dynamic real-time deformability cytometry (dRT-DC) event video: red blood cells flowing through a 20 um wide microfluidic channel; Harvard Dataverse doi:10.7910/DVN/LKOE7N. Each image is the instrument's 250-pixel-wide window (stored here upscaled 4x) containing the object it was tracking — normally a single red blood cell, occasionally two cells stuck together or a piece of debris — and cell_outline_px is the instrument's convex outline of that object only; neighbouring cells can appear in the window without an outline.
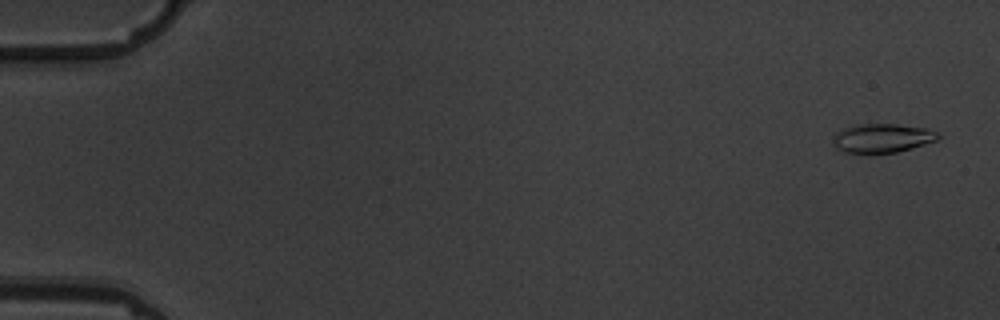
{"species": "common noctule bat (a hibernating species)", "species_latin": "Nyctalus noctula", "temperature_condition": "warm", "stored_images_in_passage": 7, "camera_frame_rate_fps": 3000, "um_per_image_px": 0.085, "animal": {"sex": "male", "body_mass_g": 19.5, "forearm_length_mm": 54.6}, "frame": {"image": 1, "passage_image": 1, "time_ms": 0.0, "image_size_px": [1000, 320], "cell_outline_px": [[940, 136], [936, 140], [912, 148], [896, 152], [844, 152], [836, 148], [832, 140], [832, 136], [836, 132], [852, 124], [896, 124], [928, 128], [936, 132]], "centroid_in_image_um": [74.95, 11.72], "position_along_channel_um": 10.0, "area_um2": 17.63}}
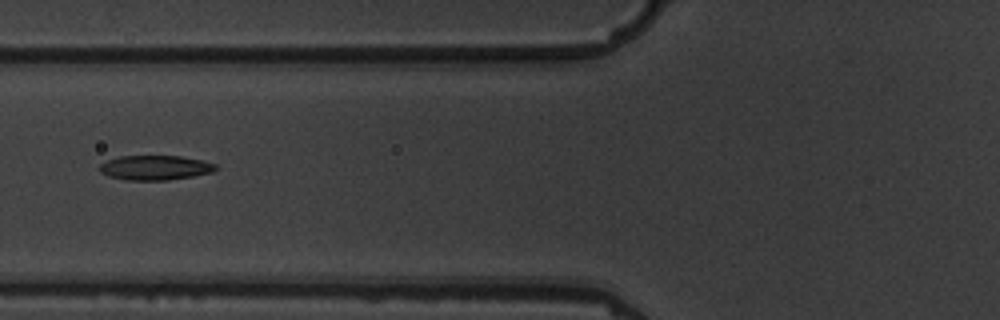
{"frame": {"image": 2, "passage_image": 7, "time_ms": 7.0, "image_size_px": [1000, 320], "cell_outline_px": [[216, 168], [212, 172], [192, 176], [168, 180], [124, 180], [108, 176], [100, 172], [100, 164], [108, 160], [120, 156], [180, 156], [200, 160], [216, 164]], "centroid_in_image_um": [13.15, 14.26], "position_along_channel_um": 112.6, "area_um2": 16.53}}